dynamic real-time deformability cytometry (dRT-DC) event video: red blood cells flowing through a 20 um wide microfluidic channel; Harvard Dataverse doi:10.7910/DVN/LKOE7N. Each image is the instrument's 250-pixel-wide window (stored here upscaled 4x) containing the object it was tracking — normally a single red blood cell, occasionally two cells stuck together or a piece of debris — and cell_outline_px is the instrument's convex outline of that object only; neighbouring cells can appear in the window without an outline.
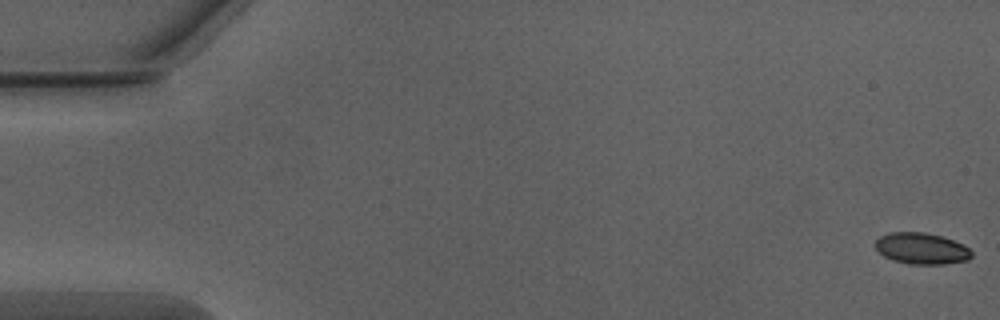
{"species": "Egyptian fruit bat (a non-hibernating species)", "species_latin": "Rousettus aegyptiacus", "temperature_condition": "warm", "stored_images_in_passage": 52, "camera_frame_rate_fps": 3000, "um_per_image_px": 0.085, "animal": {"sex": "male"}, "frame": {"image": 1, "passage_image": 1, "time_ms": 0.0, "image_size_px": [1000, 320], "cell_outline_px": [[972, 256], [968, 260], [944, 264], [908, 264], [892, 260], [884, 256], [876, 248], [876, 240], [880, 236], [888, 232], [924, 232], [940, 236], [964, 244], [972, 252]], "centroid_in_image_um": [78.33, 21.12], "position_along_channel_um": 6.7, "area_um2": 17.57}}
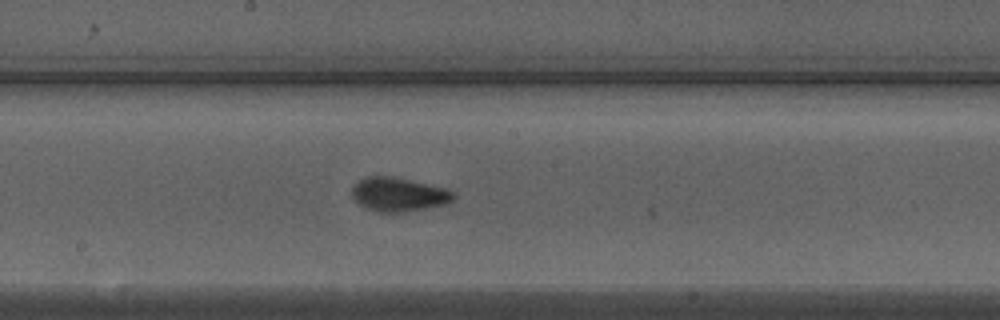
{"frame": {"image": 2, "passage_image": 28, "time_ms": 9.0, "image_size_px": [1000, 320], "cell_outline_px": [[456, 196], [452, 200], [444, 204], [424, 208], [400, 212], [380, 212], [368, 208], [360, 204], [352, 196], [352, 184], [364, 176], [392, 176], [448, 188]], "centroid_in_image_um": [33.86, 16.5], "position_along_channel_um": 214.3, "area_um2": 19.94}}
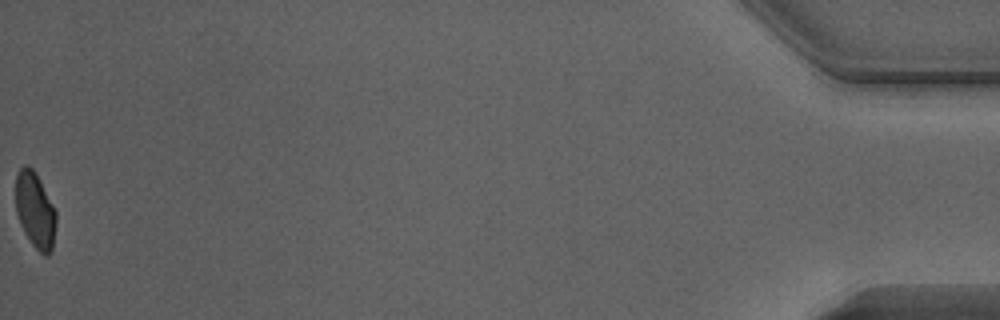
{"frame": {"image": 3, "passage_image": 52, "time_ms": 17.0, "image_size_px": [1000, 320], "cell_outline_px": [[56, 224], [52, 248], [48, 256], [44, 256], [32, 244], [24, 232], [20, 224], [16, 212], [16, 172], [24, 164], [28, 164], [36, 172], [56, 212]], "centroid_in_image_um": [2.98, 17.85], "position_along_channel_um": 432.2, "area_um2": 17.92}, "authors_computed_cell_mechanics": {"area_um2": 19.0451, "velocity_mm_per_s": 4.0348, "shape_relaxation_time_tau1_ms": 3.8679, "shape_relaxation_time_tau2_ms": null, "deformation_change_tau1": 0.1242, "deformation_change_tau2": null}}